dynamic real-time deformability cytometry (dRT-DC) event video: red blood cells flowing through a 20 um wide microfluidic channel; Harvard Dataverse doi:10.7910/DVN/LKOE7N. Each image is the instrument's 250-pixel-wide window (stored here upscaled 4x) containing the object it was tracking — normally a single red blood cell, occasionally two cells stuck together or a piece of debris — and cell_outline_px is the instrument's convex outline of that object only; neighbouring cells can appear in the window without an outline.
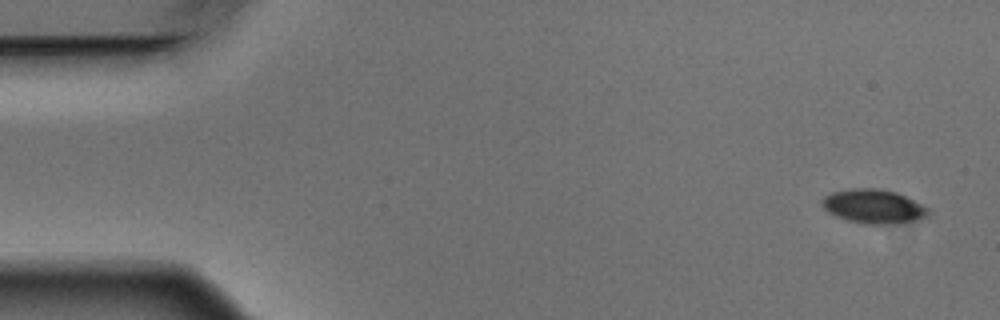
{"species": "Egyptian fruit bat (a non-hibernating species)", "species_latin": "Rousettus aegyptiacus", "temperature_condition": "warm", "stored_images_in_passage": 6, "camera_frame_rate_fps": 3000, "um_per_image_px": 0.085, "animal": {"sex": "male"}, "frame": {"image": 1, "passage_image": 1, "time_ms": 0.0, "image_size_px": [1000, 320], "cell_outline_px": [[928, 212], [920, 220], [884, 224], [868, 224], [848, 220], [836, 216], [828, 212], [824, 208], [820, 200], [824, 196], [832, 192], [848, 188], [876, 188], [896, 192], [928, 208]], "centroid_in_image_um": [74.19, 17.53], "position_along_channel_um": 10.8, "area_um2": 20.81}}
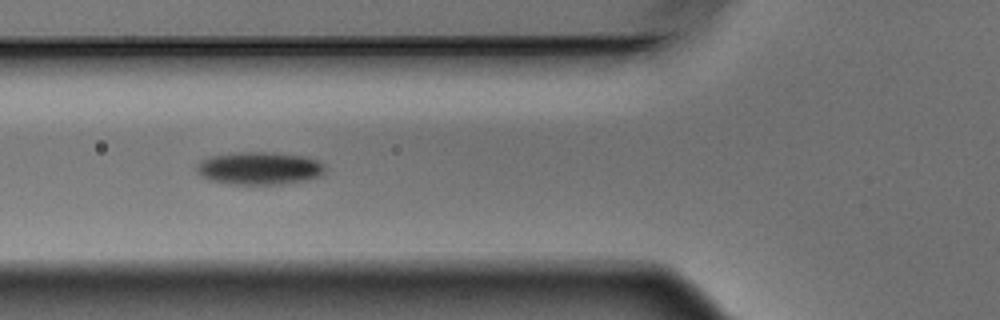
{"frame": {"image": 2, "passage_image": 6, "time_ms": 1.667, "image_size_px": [1000, 320], "cell_outline_px": [[324, 172], [320, 176], [304, 180], [280, 184], [232, 184], [212, 180], [196, 172], [196, 168], [204, 160], [212, 156], [240, 152], [276, 152], [308, 156], [324, 164]], "centroid_in_image_um": [22.11, 14.29], "position_along_channel_um": 103.7, "area_um2": 24.22}}